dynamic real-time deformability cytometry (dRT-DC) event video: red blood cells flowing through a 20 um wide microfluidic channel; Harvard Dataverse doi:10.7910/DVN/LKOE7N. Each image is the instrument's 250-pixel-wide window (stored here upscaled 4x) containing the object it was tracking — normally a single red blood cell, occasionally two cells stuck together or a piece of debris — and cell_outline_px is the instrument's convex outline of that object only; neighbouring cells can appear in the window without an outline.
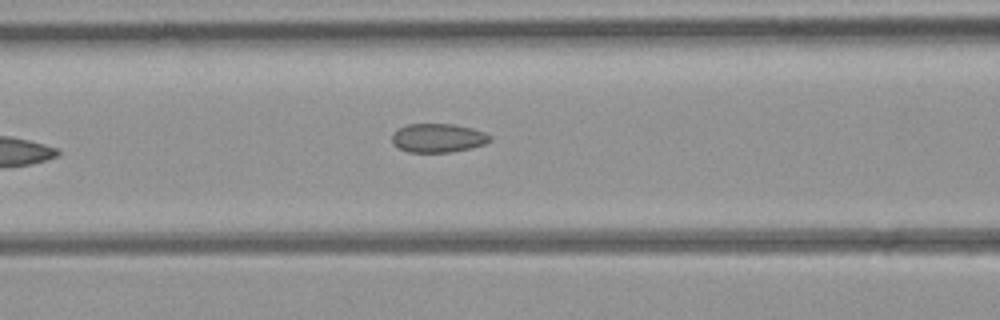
{"species": "common noctule bat (a hibernating species)", "species_latin": "Nyctalus noctula", "temperature_condition": "room temperature", "stored_images_in_passage": 7, "camera_frame_rate_fps": 3000, "um_per_image_px": 0.085, "animal": {"sex": "female", "body_mass_g": 21.9}, "frame": {"image": 1, "passage_image": 7, "time_ms": 6.667, "image_size_px": [1000, 320], "cell_outline_px": [[492, 140], [484, 144], [472, 148], [452, 152], [408, 152], [392, 144], [392, 132], [396, 128], [408, 124], [452, 124], [472, 128], [484, 132], [492, 136]], "centroid_in_image_um": [37.22, 11.72], "position_along_channel_um": 129.4, "area_um2": 16.65}}